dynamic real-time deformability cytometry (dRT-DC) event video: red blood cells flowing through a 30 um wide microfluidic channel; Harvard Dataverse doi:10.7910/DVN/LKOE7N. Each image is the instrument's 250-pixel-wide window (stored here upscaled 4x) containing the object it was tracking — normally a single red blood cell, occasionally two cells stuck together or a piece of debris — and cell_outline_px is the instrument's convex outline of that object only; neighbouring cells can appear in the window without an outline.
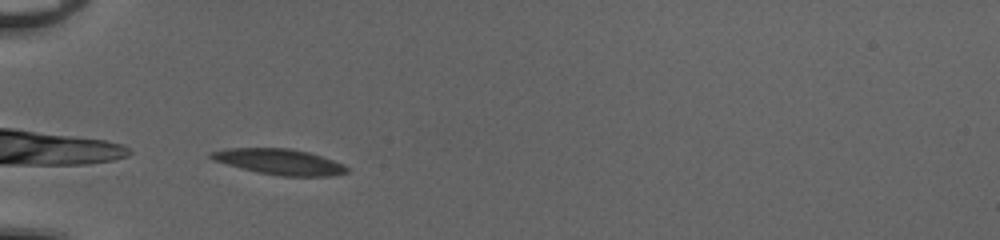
{"species": "common noctule bat (a hibernating species)", "species_latin": "Nyctalus noctula", "temperature_condition": "cold", "stored_images_in_passage": 35, "camera_frame_rate_fps": 3000, "um_per_image_px": 0.085, "animal": {"sex": "female", "body_mass_g": 20.0, "forearm_length_mm": 54.0}, "frame": {"image": 1, "passage_image": 1, "time_ms": 0.0, "image_size_px": [1000, 240], "cell_outline_px": [[348, 172], [328, 176], [280, 176], [256, 172], [240, 168], [212, 160], [208, 156], [208, 152], [228, 148], [288, 148], [308, 152], [344, 164], [348, 168]], "centroid_in_image_um": [23.69, 13.75], "position_along_channel_um": 61.3, "area_um2": 20.35}}
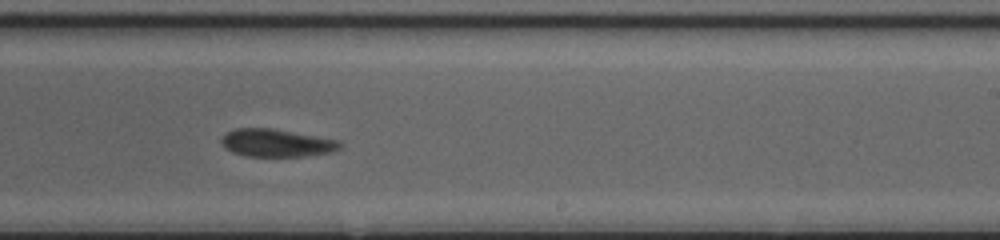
{"frame": {"image": 2, "passage_image": 17, "time_ms": 5.333, "image_size_px": [1000, 240], "cell_outline_px": [[344, 144], [340, 148], [332, 152], [308, 156], [244, 156], [232, 152], [224, 148], [220, 140], [228, 132], [236, 128], [272, 128], [340, 140]], "centroid_in_image_um": [23.54, 12.15], "position_along_channel_um": 265.5, "area_um2": 19.31}}
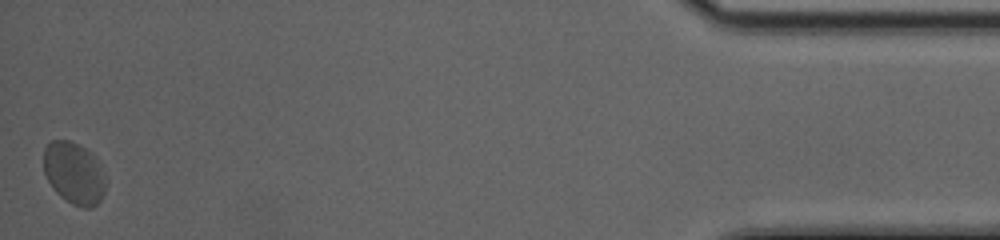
{"frame": {"image": 3, "passage_image": 35, "time_ms": 11.333, "image_size_px": [1000, 240], "cell_outline_px": [[104, 192], [100, 200], [92, 208], [84, 208], [72, 204], [60, 196], [56, 192], [48, 180], [44, 172], [44, 148], [52, 140], [68, 140], [92, 152], [104, 176]], "centroid_in_image_um": [6.27, 14.72], "position_along_channel_um": 428.9, "area_um2": 22.08}, "authors_computed_cell_mechanics": {"area_um2": 20.23, "velocity_mm_per_s": 4.02, "shape_relaxation_time_tau1_ms": null, "shape_relaxation_time_tau2_ms": 1.2868, "deformation_change_tau1": null, "deformation_change_tau2": 0.0579}}